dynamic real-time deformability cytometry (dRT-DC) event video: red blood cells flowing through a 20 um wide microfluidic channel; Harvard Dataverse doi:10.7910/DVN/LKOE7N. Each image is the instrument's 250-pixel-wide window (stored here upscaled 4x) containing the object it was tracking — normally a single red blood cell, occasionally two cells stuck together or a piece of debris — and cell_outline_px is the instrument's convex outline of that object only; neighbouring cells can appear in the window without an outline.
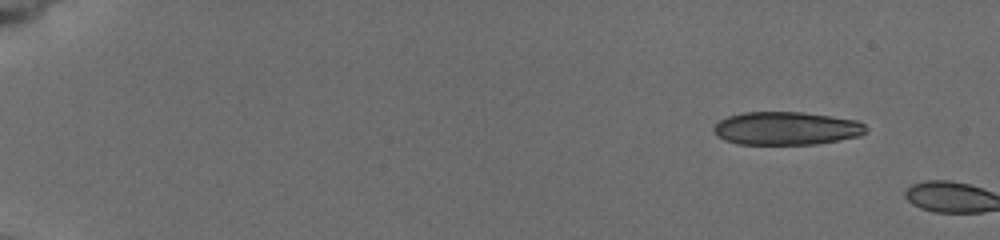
{"species": "common noctule bat (a hibernating species)", "species_latin": "Nyctalus noctula", "temperature_condition": "cold", "stored_images_in_passage": 2, "camera_frame_rate_fps": 3000, "um_per_image_px": 0.085, "animal": {"sex": "female", "body_mass_g": 19.5, "forearm_length_mm": 54.1}, "frame": {"image": 1, "passage_image": 1, "time_ms": 0.0, "image_size_px": [1000, 240], "cell_outline_px": [[868, 132], [860, 136], [816, 144], [736, 144], [724, 140], [716, 136], [712, 132], [712, 128], [720, 120], [728, 116], [744, 112], [804, 112], [832, 116], [856, 120], [864, 124], [868, 128]], "centroid_in_image_um": [66.83, 10.91], "position_along_channel_um": 18.2, "area_um2": 29.71}}